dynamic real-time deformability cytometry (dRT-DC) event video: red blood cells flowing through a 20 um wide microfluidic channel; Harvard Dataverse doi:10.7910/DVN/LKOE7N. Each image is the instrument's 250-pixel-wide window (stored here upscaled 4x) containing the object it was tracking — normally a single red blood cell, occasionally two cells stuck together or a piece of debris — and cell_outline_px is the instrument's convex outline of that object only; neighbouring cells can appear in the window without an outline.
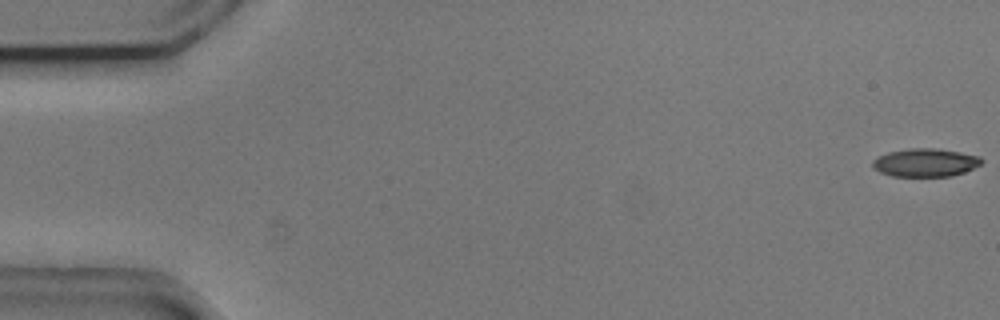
{"species": "common noctule bat (a hibernating species)", "species_latin": "Nyctalus noctula", "temperature_condition": "cold", "stored_images_in_passage": 55, "camera_frame_rate_fps": 3000, "um_per_image_px": 0.085, "animal": {"sex": "male", "body_mass_g": 20.5, "forearm_length_mm": 52.5}, "frame": {"image": 1, "passage_image": 1, "time_ms": 0.0, "image_size_px": [1000, 320], "cell_outline_px": [[984, 160], [980, 164], [964, 172], [952, 176], [892, 176], [880, 172], [872, 164], [872, 160], [888, 152], [908, 148], [932, 148], [960, 152], [980, 156]], "centroid_in_image_um": [78.67, 13.81], "position_along_channel_um": 6.3, "area_um2": 17.74}}
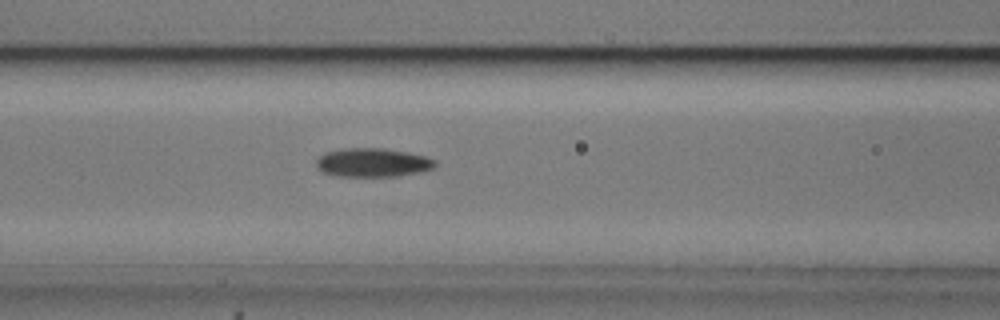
{"frame": {"image": 2, "passage_image": 23, "time_ms": 7.333, "image_size_px": [1000, 320], "cell_outline_px": [[436, 164], [432, 168], [420, 172], [400, 176], [340, 176], [324, 172], [316, 168], [316, 160], [324, 152], [340, 148], [384, 148], [408, 152], [424, 156], [436, 160]], "centroid_in_image_um": [31.66, 13.81], "position_along_channel_um": 134.9, "area_um2": 20.0}}
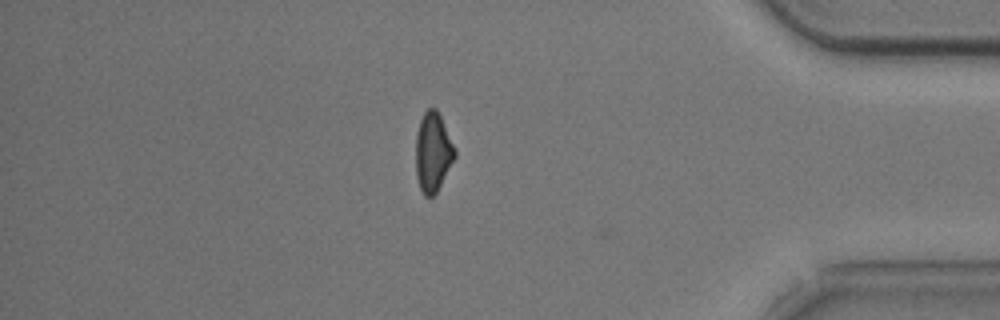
{"frame": {"image": 3, "passage_image": 47, "time_ms": 15.333, "image_size_px": [1000, 320], "cell_outline_px": [[456, 156], [436, 192], [432, 196], [424, 196], [420, 188], [416, 176], [416, 136], [420, 120], [424, 112], [428, 108], [436, 108], [456, 148]], "centroid_in_image_um": [36.8, 12.92], "position_along_channel_um": 398.4, "area_um2": 17.92}, "authors_computed_cell_mechanics": {"area_um2": 18.8428, "velocity_mm_per_s": 3.7198, "shape_relaxation_time_tau1_ms": 3.3491, "shape_relaxation_time_tau2_ms": 4.0882, "deformation_change_tau1": 0.1364, "deformation_change_tau2": 0.1262}}